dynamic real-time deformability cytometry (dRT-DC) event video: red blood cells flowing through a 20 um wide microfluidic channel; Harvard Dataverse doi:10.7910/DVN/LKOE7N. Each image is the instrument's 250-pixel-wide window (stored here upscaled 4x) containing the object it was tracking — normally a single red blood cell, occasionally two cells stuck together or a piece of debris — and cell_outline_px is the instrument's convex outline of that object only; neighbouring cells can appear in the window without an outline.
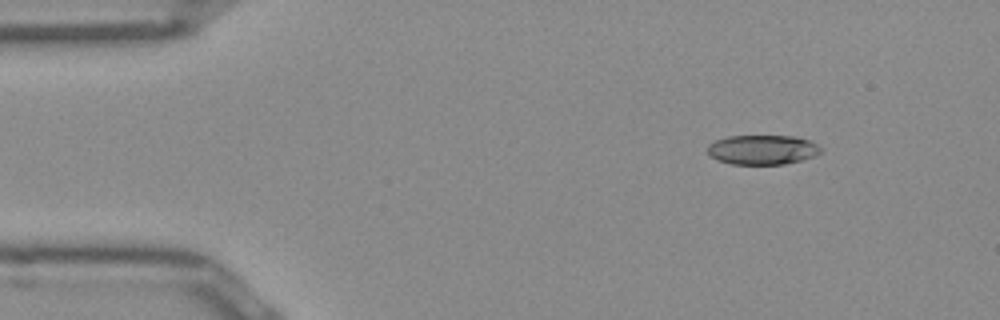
{"species": "Egyptian fruit bat (a non-hibernating species)", "species_latin": "Rousettus aegyptiacus", "temperature_condition": "room temperature", "stored_images_in_passage": 44, "camera_frame_rate_fps": 3000, "um_per_image_px": 0.085, "frame": {"image": 1, "passage_image": 1, "time_ms": 0.0, "image_size_px": [1000, 320], "cell_outline_px": [[820, 152], [816, 156], [784, 164], [732, 164], [716, 160], [708, 152], [708, 144], [716, 140], [728, 136], [796, 136], [808, 140], [816, 144], [820, 148]], "centroid_in_image_um": [64.79, 12.72], "position_along_channel_um": 20.2, "area_um2": 19.42}}
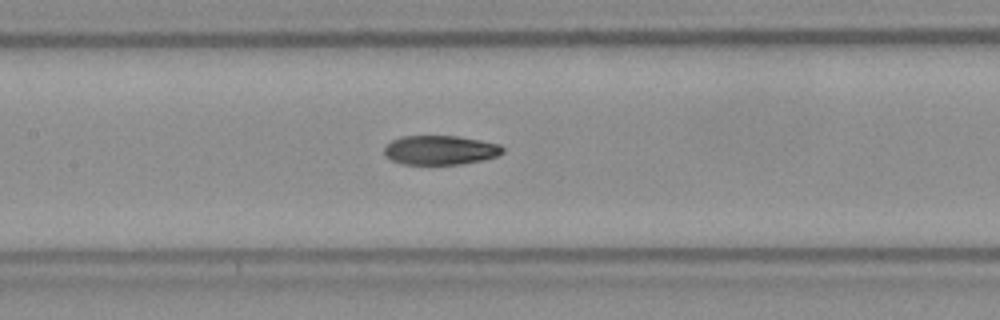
{"frame": {"image": 2, "passage_image": 18, "time_ms": 5.667, "image_size_px": [1000, 320], "cell_outline_px": [[504, 152], [496, 156], [484, 160], [460, 164], [404, 164], [392, 160], [384, 156], [384, 148], [392, 140], [404, 136], [456, 136], [480, 140], [500, 144], [504, 148]], "centroid_in_image_um": [37.43, 12.76], "position_along_channel_um": 170.0, "area_um2": 20.17}}
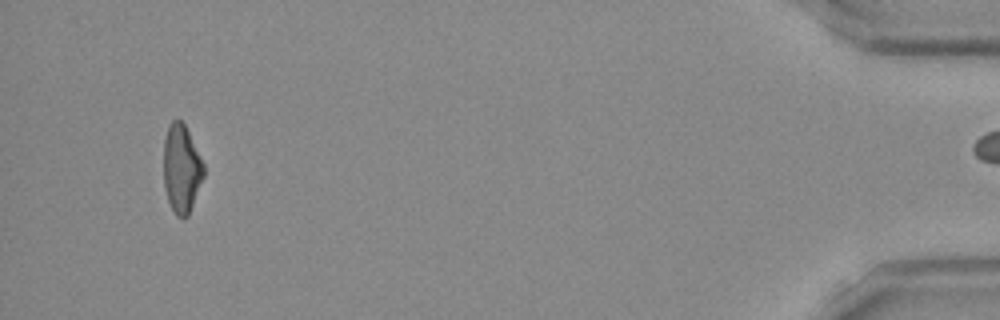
{"frame": {"image": 3, "passage_image": 43, "time_ms": 14.0, "image_size_px": [1000, 320], "cell_outline_px": [[204, 176], [188, 216], [176, 216], [168, 200], [164, 184], [164, 140], [168, 124], [172, 120], [180, 120], [184, 124], [204, 164]], "centroid_in_image_um": [15.42, 14.32], "position_along_channel_um": 419.8, "area_um2": 20.35}, "authors_computed_cell_mechanics": {"area_um2": 20.9525, "velocity_mm_per_s": 3.9786, "shape_relaxation_time_tau1_ms": 7.2636, "shape_relaxation_time_tau2_ms": 3.8561, "deformation_change_tau1": 0.2037, "deformation_change_tau2": 0.1087}}